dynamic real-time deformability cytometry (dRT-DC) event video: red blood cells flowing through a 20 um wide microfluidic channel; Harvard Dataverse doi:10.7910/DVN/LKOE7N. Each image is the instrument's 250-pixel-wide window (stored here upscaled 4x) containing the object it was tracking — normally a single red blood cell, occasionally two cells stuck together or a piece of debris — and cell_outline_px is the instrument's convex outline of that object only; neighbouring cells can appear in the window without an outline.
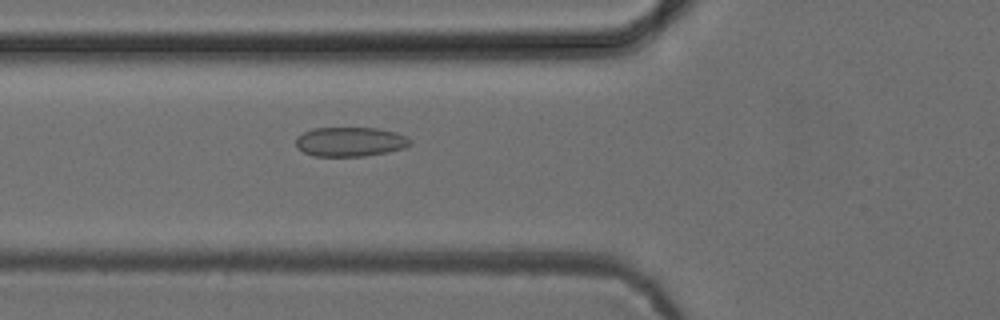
{"species": "common noctule bat (a hibernating species)", "species_latin": "Nyctalus noctula", "temperature_condition": "cold", "stored_images_in_passage": 14, "camera_frame_rate_fps": 3000, "um_per_image_px": 0.085, "animal": {"sex": "female", "body_mass_g": 24.6, "forearm_length_mm": 56.2}, "frame": {"image": 1, "passage_image": 3, "time_ms": 0.667, "image_size_px": [1000, 320], "cell_outline_px": [[412, 144], [404, 148], [388, 152], [364, 156], [312, 156], [296, 148], [296, 136], [312, 128], [376, 128], [396, 132], [408, 136], [412, 140]], "centroid_in_image_um": [29.78, 12.05], "position_along_channel_um": 96.0, "area_um2": 19.83}}
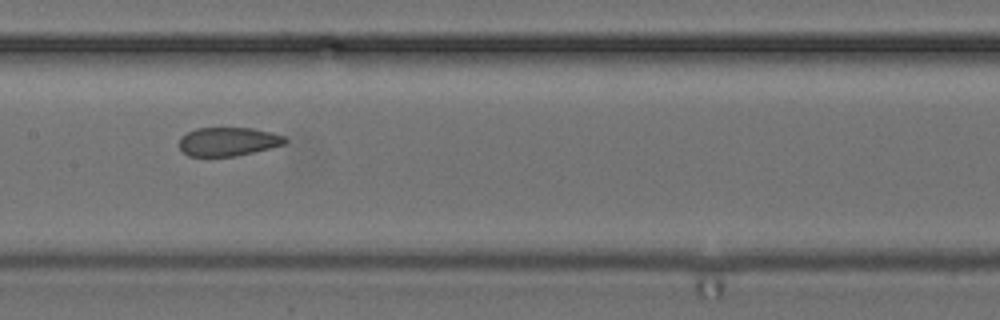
{"frame": {"image": 2, "passage_image": 10, "time_ms": 3.0, "image_size_px": [1000, 320], "cell_outline_px": [[288, 140], [284, 144], [272, 148], [236, 156], [188, 156], [180, 148], [180, 136], [196, 128], [252, 128], [272, 132], [284, 136]], "centroid_in_image_um": [19.41, 12.03], "position_along_channel_um": 188.0, "area_um2": 17.74}}
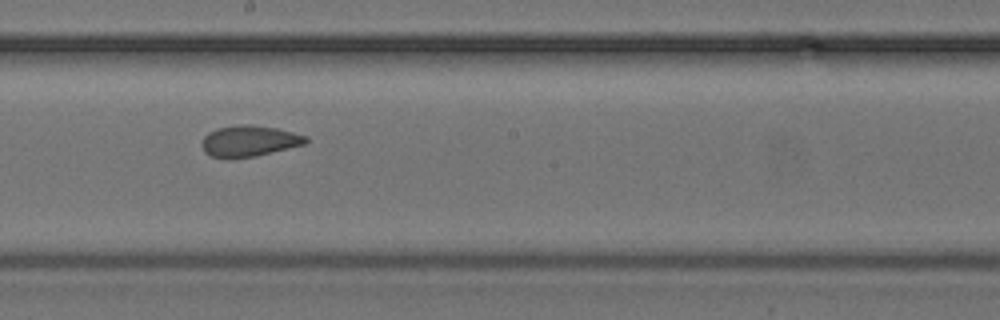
{"frame": {"image": 3, "passage_image": 13, "time_ms": 4.0, "image_size_px": [1000, 320], "cell_outline_px": [[308, 140], [304, 144], [256, 156], [228, 160], [212, 156], [204, 152], [200, 144], [204, 136], [208, 132], [216, 128], [240, 124], [252, 124], [276, 128], [308, 136]], "centroid_in_image_um": [21.12, 11.99], "position_along_channel_um": 227.1, "area_um2": 19.13}}